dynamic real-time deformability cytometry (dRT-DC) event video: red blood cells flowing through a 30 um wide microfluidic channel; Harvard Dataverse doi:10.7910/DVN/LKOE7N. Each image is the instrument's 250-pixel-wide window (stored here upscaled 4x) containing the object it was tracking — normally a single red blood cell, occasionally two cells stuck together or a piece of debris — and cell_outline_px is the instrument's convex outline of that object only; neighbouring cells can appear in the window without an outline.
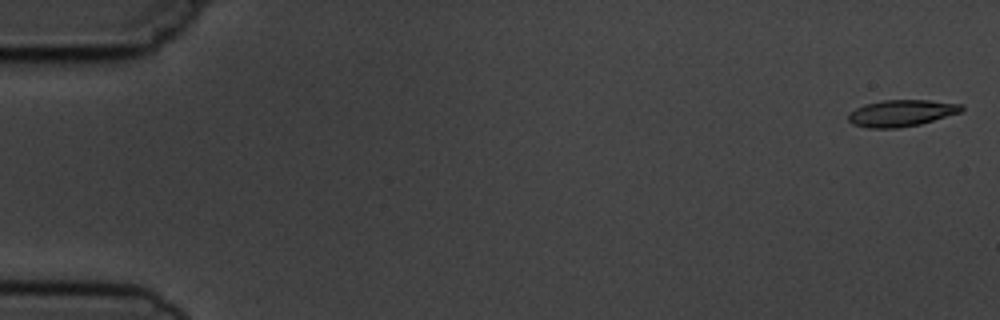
{"species": "common noctule bat (a hibernating species)", "species_latin": "Nyctalus noctula", "temperature_condition": "cold", "stored_images_in_passage": 6, "camera_frame_rate_fps": 3000, "um_per_image_px": 0.085, "animal": {"sex": "male", "body_mass_g": 19.5, "forearm_length_mm": 54.6}, "frame": {"image": 1, "passage_image": 1, "time_ms": 0.0, "image_size_px": [1000, 320], "cell_outline_px": [[964, 108], [960, 112], [920, 124], [896, 128], [868, 128], [852, 124], [848, 120], [848, 112], [864, 104], [884, 100], [928, 100], [964, 104]], "centroid_in_image_um": [76.59, 9.61], "position_along_channel_um": 8.4, "area_um2": 17.57}}
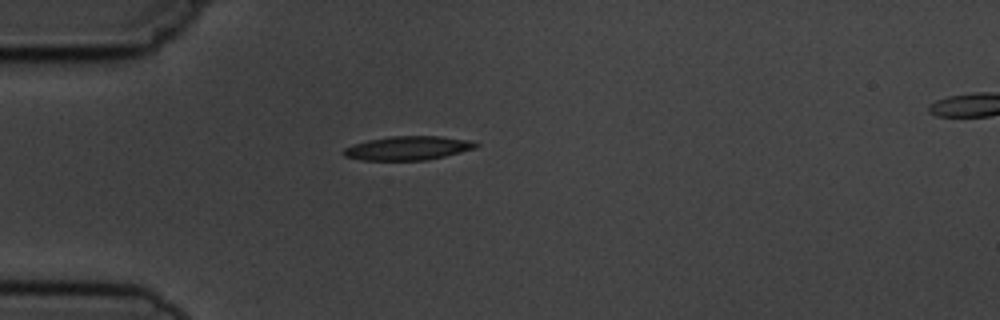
{"frame": {"image": 2, "passage_image": 5, "time_ms": 4.667, "image_size_px": [1000, 320], "cell_outline_px": [[480, 144], [476, 148], [444, 156], [424, 160], [360, 160], [344, 156], [340, 152], [344, 148], [352, 144], [368, 140], [388, 136], [440, 136], [476, 140]], "centroid_in_image_um": [34.68, 12.58], "position_along_channel_um": 50.3, "area_um2": 18.67}}